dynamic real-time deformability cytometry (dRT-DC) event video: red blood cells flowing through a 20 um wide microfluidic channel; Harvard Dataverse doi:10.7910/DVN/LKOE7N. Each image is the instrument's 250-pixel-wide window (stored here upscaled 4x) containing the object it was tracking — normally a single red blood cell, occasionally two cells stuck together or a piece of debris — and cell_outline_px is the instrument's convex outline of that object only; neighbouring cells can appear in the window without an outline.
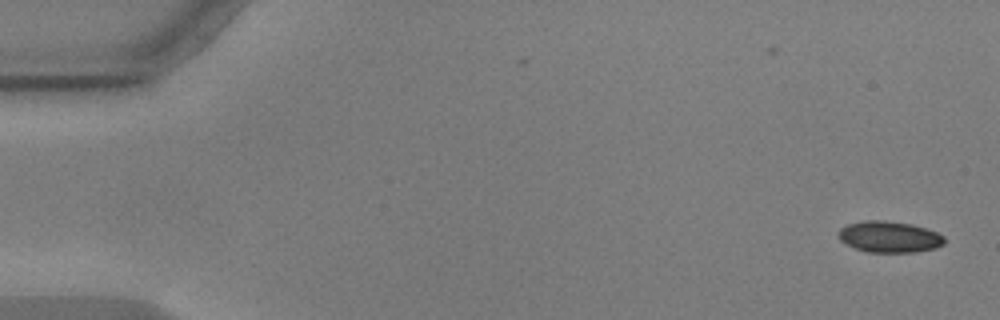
{"species": "common noctule bat (a hibernating species)", "species_latin": "Nyctalus noctula", "temperature_condition": "warm", "stored_images_in_passage": 15, "camera_frame_rate_fps": 3000, "um_per_image_px": 0.085, "animal": {"sex": "male", "body_mass_g": 17.9, "forearm_length_mm": 54.2}, "frame": {"image": 1, "passage_image": 1, "time_ms": 0.0, "image_size_px": [1000, 320], "cell_outline_px": [[944, 244], [936, 248], [916, 252], [868, 252], [856, 248], [840, 240], [836, 232], [840, 228], [848, 224], [864, 220], [884, 220], [912, 224], [936, 232], [944, 236]], "centroid_in_image_um": [75.58, 20.12], "position_along_channel_um": 9.4, "area_um2": 19.31}}
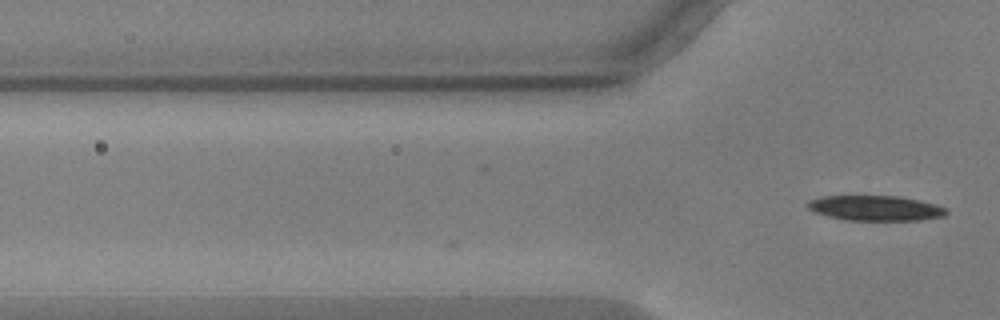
{"frame": {"image": 2, "passage_image": 15, "time_ms": 4.667, "image_size_px": [1000, 320], "cell_outline_px": [[948, 212], [944, 216], [920, 220], [844, 220], [812, 212], [804, 204], [808, 200], [820, 196], [900, 196], [920, 200], [936, 204], [948, 208]], "centroid_in_image_um": [74.39, 17.68], "position_along_channel_um": 51.4, "area_um2": 20.63}}